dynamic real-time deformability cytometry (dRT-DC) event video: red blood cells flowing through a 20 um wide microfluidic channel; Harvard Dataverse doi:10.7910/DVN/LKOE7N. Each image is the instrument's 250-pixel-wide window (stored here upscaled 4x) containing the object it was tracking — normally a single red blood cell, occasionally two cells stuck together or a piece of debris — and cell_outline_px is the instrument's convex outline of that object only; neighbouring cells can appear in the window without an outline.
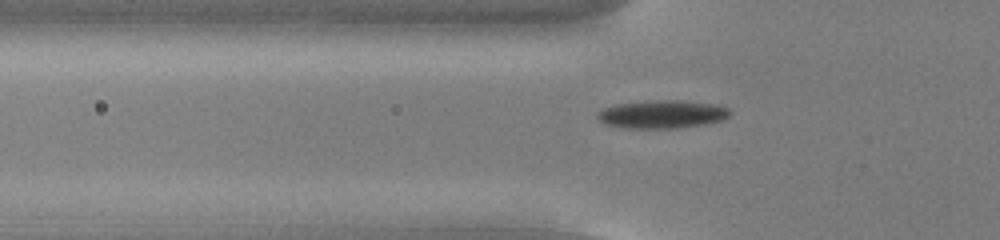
{"species": "common noctule bat (a hibernating species)", "species_latin": "Nyctalus noctula", "temperature_condition": "cold", "stored_images_in_passage": 41, "camera_frame_rate_fps": 3000, "um_per_image_px": 0.085, "animal": {"sex": "male", "body_mass_g": 13.0, "forearm_length_mm": 53.1}, "frame": {"image": 1, "passage_image": 5, "time_ms": 1.333, "image_size_px": [1000, 240], "cell_outline_px": [[732, 112], [728, 116], [720, 120], [704, 124], [676, 128], [620, 128], [604, 124], [596, 116], [596, 112], [604, 108], [616, 104], [656, 100], [676, 100], [712, 104], [728, 108]], "centroid_in_image_um": [56.22, 9.72], "position_along_channel_um": 69.6, "area_um2": 21.56}}
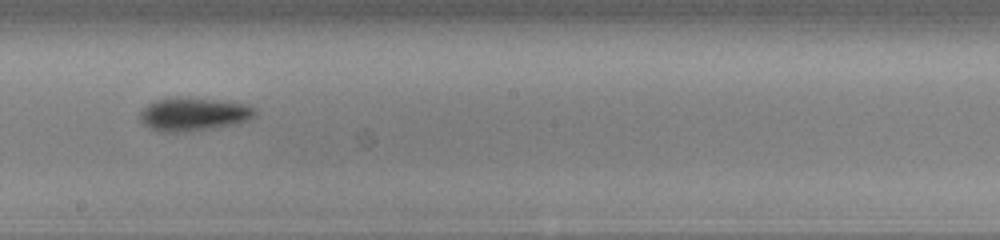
{"frame": {"image": 2, "passage_image": 18, "time_ms": 5.667, "image_size_px": [1000, 240], "cell_outline_px": [[256, 116], [240, 124], [216, 128], [188, 132], [156, 132], [144, 124], [140, 120], [140, 112], [148, 104], [156, 100], [172, 96], [184, 96], [224, 100], [248, 104], [256, 108]], "centroid_in_image_um": [16.5, 9.7], "position_along_channel_um": 231.7, "area_um2": 23.24}}
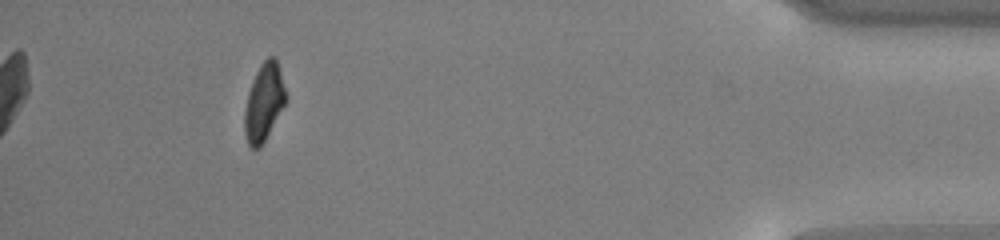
{"frame": {"image": 3, "passage_image": 37, "time_ms": 12.0, "image_size_px": [1000, 240], "cell_outline_px": [[288, 100], [260, 148], [252, 148], [248, 144], [244, 132], [244, 112], [248, 92], [252, 80], [260, 64], [268, 56], [272, 56], [276, 60], [288, 96]], "centroid_in_image_um": [22.44, 8.7], "position_along_channel_um": 412.8, "area_um2": 18.73}, "authors_computed_cell_mechanics": {"area_um2": 20.519, "velocity_mm_per_s": 3.768, "shape_relaxation_time_tau1_ms": 2.3868, "shape_relaxation_time_tau2_ms": null, "deformation_change_tau1": 0.1267, "deformation_change_tau2": null}}